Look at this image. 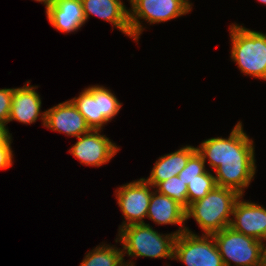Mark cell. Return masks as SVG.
<instances>
[{"instance_id":"obj_1","label":"cell","mask_w":266,"mask_h":266,"mask_svg":"<svg viewBox=\"0 0 266 266\" xmlns=\"http://www.w3.org/2000/svg\"><path fill=\"white\" fill-rule=\"evenodd\" d=\"M229 138L215 137L201 143L197 151L216 172V185L230 188L243 196L256 171L253 140L238 122Z\"/></svg>"},{"instance_id":"obj_2","label":"cell","mask_w":266,"mask_h":266,"mask_svg":"<svg viewBox=\"0 0 266 266\" xmlns=\"http://www.w3.org/2000/svg\"><path fill=\"white\" fill-rule=\"evenodd\" d=\"M240 196L233 189L216 186L204 198L189 205L185 210L186 220L194 217L204 234L212 235L230 225V216Z\"/></svg>"},{"instance_id":"obj_3","label":"cell","mask_w":266,"mask_h":266,"mask_svg":"<svg viewBox=\"0 0 266 266\" xmlns=\"http://www.w3.org/2000/svg\"><path fill=\"white\" fill-rule=\"evenodd\" d=\"M116 242L123 245V254L137 257L173 258L175 233L163 234L153 230L149 224H131L119 230ZM125 250V251H124Z\"/></svg>"},{"instance_id":"obj_4","label":"cell","mask_w":266,"mask_h":266,"mask_svg":"<svg viewBox=\"0 0 266 266\" xmlns=\"http://www.w3.org/2000/svg\"><path fill=\"white\" fill-rule=\"evenodd\" d=\"M231 57L242 73L266 80V34L239 25L230 28Z\"/></svg>"},{"instance_id":"obj_5","label":"cell","mask_w":266,"mask_h":266,"mask_svg":"<svg viewBox=\"0 0 266 266\" xmlns=\"http://www.w3.org/2000/svg\"><path fill=\"white\" fill-rule=\"evenodd\" d=\"M225 266H263V241L225 227L212 234ZM234 265V266H235Z\"/></svg>"},{"instance_id":"obj_6","label":"cell","mask_w":266,"mask_h":266,"mask_svg":"<svg viewBox=\"0 0 266 266\" xmlns=\"http://www.w3.org/2000/svg\"><path fill=\"white\" fill-rule=\"evenodd\" d=\"M70 101L93 130H101L103 124L111 121L122 106L110 90L98 85L85 88Z\"/></svg>"},{"instance_id":"obj_7","label":"cell","mask_w":266,"mask_h":266,"mask_svg":"<svg viewBox=\"0 0 266 266\" xmlns=\"http://www.w3.org/2000/svg\"><path fill=\"white\" fill-rule=\"evenodd\" d=\"M173 259L187 266H225L213 235L198 236L189 229L176 236Z\"/></svg>"},{"instance_id":"obj_8","label":"cell","mask_w":266,"mask_h":266,"mask_svg":"<svg viewBox=\"0 0 266 266\" xmlns=\"http://www.w3.org/2000/svg\"><path fill=\"white\" fill-rule=\"evenodd\" d=\"M191 4L189 0H133L129 9L132 38L137 41L143 31L140 18L150 24L165 22L189 13Z\"/></svg>"},{"instance_id":"obj_9","label":"cell","mask_w":266,"mask_h":266,"mask_svg":"<svg viewBox=\"0 0 266 266\" xmlns=\"http://www.w3.org/2000/svg\"><path fill=\"white\" fill-rule=\"evenodd\" d=\"M149 188H152V185L144 178H140L116 190L117 203L125 217L124 219L127 221H123L119 230L131 224L145 223L143 218L147 217L152 195V191Z\"/></svg>"},{"instance_id":"obj_10","label":"cell","mask_w":266,"mask_h":266,"mask_svg":"<svg viewBox=\"0 0 266 266\" xmlns=\"http://www.w3.org/2000/svg\"><path fill=\"white\" fill-rule=\"evenodd\" d=\"M118 149L115 143L100 134V130L91 129L78 137V141L69 152L79 159L80 164L99 167L109 162Z\"/></svg>"},{"instance_id":"obj_11","label":"cell","mask_w":266,"mask_h":266,"mask_svg":"<svg viewBox=\"0 0 266 266\" xmlns=\"http://www.w3.org/2000/svg\"><path fill=\"white\" fill-rule=\"evenodd\" d=\"M242 197L235 203L232 214L234 219L229 227L256 240H266V209L259 204L241 201Z\"/></svg>"},{"instance_id":"obj_12","label":"cell","mask_w":266,"mask_h":266,"mask_svg":"<svg viewBox=\"0 0 266 266\" xmlns=\"http://www.w3.org/2000/svg\"><path fill=\"white\" fill-rule=\"evenodd\" d=\"M45 113L44 126L52 129V131L78 138L91 130L84 116L70 100L46 110Z\"/></svg>"},{"instance_id":"obj_13","label":"cell","mask_w":266,"mask_h":266,"mask_svg":"<svg viewBox=\"0 0 266 266\" xmlns=\"http://www.w3.org/2000/svg\"><path fill=\"white\" fill-rule=\"evenodd\" d=\"M36 86L24 85L21 88H14L12 94V104L10 108L9 120H17L24 124H31L36 122L39 115L45 125V111L40 112L41 98L35 91Z\"/></svg>"},{"instance_id":"obj_14","label":"cell","mask_w":266,"mask_h":266,"mask_svg":"<svg viewBox=\"0 0 266 266\" xmlns=\"http://www.w3.org/2000/svg\"><path fill=\"white\" fill-rule=\"evenodd\" d=\"M50 24L61 32H74L86 22L81 0H55L46 9Z\"/></svg>"},{"instance_id":"obj_15","label":"cell","mask_w":266,"mask_h":266,"mask_svg":"<svg viewBox=\"0 0 266 266\" xmlns=\"http://www.w3.org/2000/svg\"><path fill=\"white\" fill-rule=\"evenodd\" d=\"M85 19L89 15L111 22L115 28L132 37L129 25V10L119 0H81Z\"/></svg>"},{"instance_id":"obj_16","label":"cell","mask_w":266,"mask_h":266,"mask_svg":"<svg viewBox=\"0 0 266 266\" xmlns=\"http://www.w3.org/2000/svg\"><path fill=\"white\" fill-rule=\"evenodd\" d=\"M185 209L175 200L157 191L152 192L148 207L147 218L159 224H179L181 227L174 232L176 236L185 232L186 213ZM184 224V227H182Z\"/></svg>"},{"instance_id":"obj_17","label":"cell","mask_w":266,"mask_h":266,"mask_svg":"<svg viewBox=\"0 0 266 266\" xmlns=\"http://www.w3.org/2000/svg\"><path fill=\"white\" fill-rule=\"evenodd\" d=\"M197 147L185 146L176 152L161 156L151 170L150 177L145 179L153 187L178 174L185 168L189 157Z\"/></svg>"},{"instance_id":"obj_18","label":"cell","mask_w":266,"mask_h":266,"mask_svg":"<svg viewBox=\"0 0 266 266\" xmlns=\"http://www.w3.org/2000/svg\"><path fill=\"white\" fill-rule=\"evenodd\" d=\"M113 246H97L85 255L80 266H124L123 250Z\"/></svg>"},{"instance_id":"obj_19","label":"cell","mask_w":266,"mask_h":266,"mask_svg":"<svg viewBox=\"0 0 266 266\" xmlns=\"http://www.w3.org/2000/svg\"><path fill=\"white\" fill-rule=\"evenodd\" d=\"M155 189H157L156 191L158 193L175 200L185 210L189 207L187 199V185L178 176H174L166 181L160 182Z\"/></svg>"},{"instance_id":"obj_20","label":"cell","mask_w":266,"mask_h":266,"mask_svg":"<svg viewBox=\"0 0 266 266\" xmlns=\"http://www.w3.org/2000/svg\"><path fill=\"white\" fill-rule=\"evenodd\" d=\"M215 175L208 170L199 175V178L194 179L187 185L188 204H192L204 198L214 187H216Z\"/></svg>"},{"instance_id":"obj_21","label":"cell","mask_w":266,"mask_h":266,"mask_svg":"<svg viewBox=\"0 0 266 266\" xmlns=\"http://www.w3.org/2000/svg\"><path fill=\"white\" fill-rule=\"evenodd\" d=\"M205 160L202 155L196 150L188 159L185 168L178 174V177L188 185L194 179L199 178L200 174L206 172Z\"/></svg>"},{"instance_id":"obj_22","label":"cell","mask_w":266,"mask_h":266,"mask_svg":"<svg viewBox=\"0 0 266 266\" xmlns=\"http://www.w3.org/2000/svg\"><path fill=\"white\" fill-rule=\"evenodd\" d=\"M14 88L0 89V122L8 124Z\"/></svg>"},{"instance_id":"obj_23","label":"cell","mask_w":266,"mask_h":266,"mask_svg":"<svg viewBox=\"0 0 266 266\" xmlns=\"http://www.w3.org/2000/svg\"><path fill=\"white\" fill-rule=\"evenodd\" d=\"M11 140L6 144L0 145V169H6L12 166V150H11Z\"/></svg>"},{"instance_id":"obj_24","label":"cell","mask_w":266,"mask_h":266,"mask_svg":"<svg viewBox=\"0 0 266 266\" xmlns=\"http://www.w3.org/2000/svg\"><path fill=\"white\" fill-rule=\"evenodd\" d=\"M11 139L9 130L6 128V123L0 122V145L6 144Z\"/></svg>"},{"instance_id":"obj_25","label":"cell","mask_w":266,"mask_h":266,"mask_svg":"<svg viewBox=\"0 0 266 266\" xmlns=\"http://www.w3.org/2000/svg\"><path fill=\"white\" fill-rule=\"evenodd\" d=\"M35 1H38V2H43L44 5H46V9L55 1V0H35Z\"/></svg>"},{"instance_id":"obj_26","label":"cell","mask_w":266,"mask_h":266,"mask_svg":"<svg viewBox=\"0 0 266 266\" xmlns=\"http://www.w3.org/2000/svg\"><path fill=\"white\" fill-rule=\"evenodd\" d=\"M263 266H266V246H263Z\"/></svg>"},{"instance_id":"obj_27","label":"cell","mask_w":266,"mask_h":266,"mask_svg":"<svg viewBox=\"0 0 266 266\" xmlns=\"http://www.w3.org/2000/svg\"><path fill=\"white\" fill-rule=\"evenodd\" d=\"M124 266H134V265H133V262L130 261L129 264H128V262H127V263H125Z\"/></svg>"},{"instance_id":"obj_28","label":"cell","mask_w":266,"mask_h":266,"mask_svg":"<svg viewBox=\"0 0 266 266\" xmlns=\"http://www.w3.org/2000/svg\"><path fill=\"white\" fill-rule=\"evenodd\" d=\"M259 2L266 4V0H258Z\"/></svg>"}]
</instances>
